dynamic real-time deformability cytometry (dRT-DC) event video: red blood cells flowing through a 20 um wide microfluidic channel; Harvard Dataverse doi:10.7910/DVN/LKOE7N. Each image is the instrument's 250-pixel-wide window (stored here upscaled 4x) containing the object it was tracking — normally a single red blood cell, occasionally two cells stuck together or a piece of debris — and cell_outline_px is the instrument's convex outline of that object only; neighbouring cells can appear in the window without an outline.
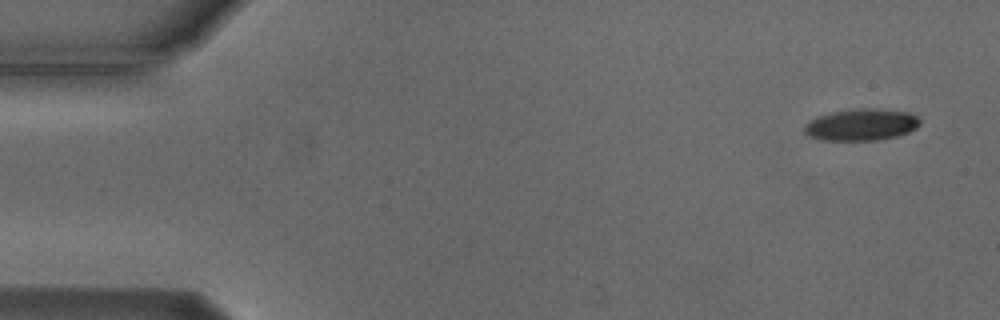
{"species": "Egyptian fruit bat (a non-hibernating species)", "species_latin": "Rousettus aegyptiacus", "temperature_condition": "cold", "stored_images_in_passage": 4, "camera_frame_rate_fps": 3000, "um_per_image_px": 0.085, "animal": {"sex": "male"}, "frame": {"image": 1, "passage_image": 1, "time_ms": 0.0, "image_size_px": [1000, 320], "cell_outline_px": [[920, 124], [916, 128], [908, 132], [896, 136], [876, 140], [820, 140], [808, 136], [804, 132], [804, 124], [808, 120], [816, 116], [832, 112], [856, 108], [876, 108], [912, 112], [920, 120]], "centroid_in_image_um": [73.19, 10.58], "position_along_channel_um": 11.8, "area_um2": 21.68}}